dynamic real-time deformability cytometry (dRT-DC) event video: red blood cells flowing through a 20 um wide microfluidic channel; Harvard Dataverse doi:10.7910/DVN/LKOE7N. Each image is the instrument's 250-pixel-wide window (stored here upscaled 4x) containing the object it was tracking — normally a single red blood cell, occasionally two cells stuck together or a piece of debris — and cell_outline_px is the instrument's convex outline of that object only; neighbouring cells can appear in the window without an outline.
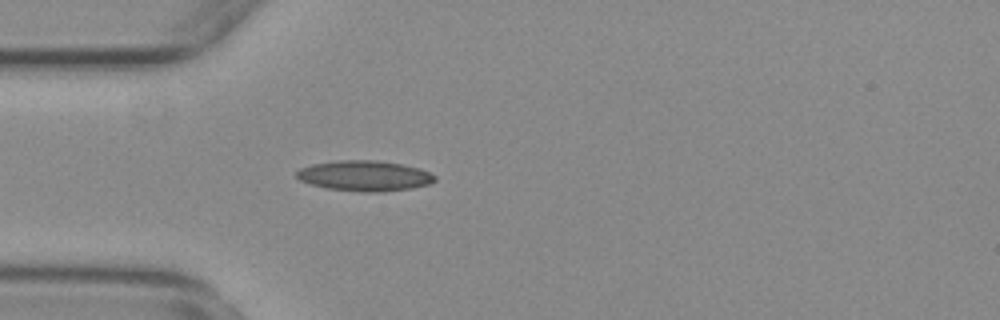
{"species": "common noctule bat (a hibernating species)", "species_latin": "Nyctalus noctula", "temperature_condition": "warm", "stored_images_in_passage": 29, "camera_frame_rate_fps": 3000, "um_per_image_px": 0.085, "animal": {"sex": "female", "body_mass_g": 29.2, "forearm_length_mm": 56.3}, "frame": {"image": 1, "passage_image": 3, "time_ms": 0.667, "image_size_px": [1000, 320], "cell_outline_px": [[436, 180], [428, 184], [412, 188], [380, 192], [364, 192], [328, 188], [312, 184], [300, 180], [296, 176], [296, 172], [300, 168], [312, 164], [336, 160], [376, 160], [400, 164], [420, 168], [436, 176]], "centroid_in_image_um": [30.99, 14.94], "position_along_channel_um": 54.0, "area_um2": 24.39}}
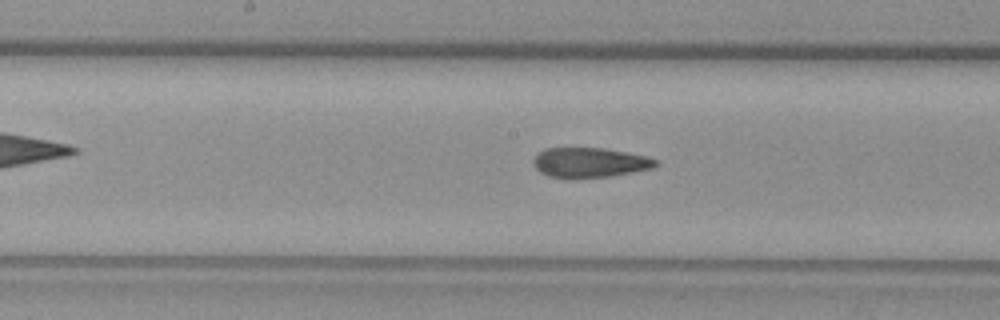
{"frame": {"image": 2, "passage_image": 15, "time_ms": 4.667, "image_size_px": [1000, 320], "cell_outline_px": [[660, 164], [652, 168], [612, 176], [572, 180], [548, 176], [540, 172], [532, 164], [532, 160], [544, 148], [604, 148], [648, 156], [656, 160]], "centroid_in_image_um": [50.11, 13.84], "position_along_channel_um": 198.1, "area_um2": 21.73}}
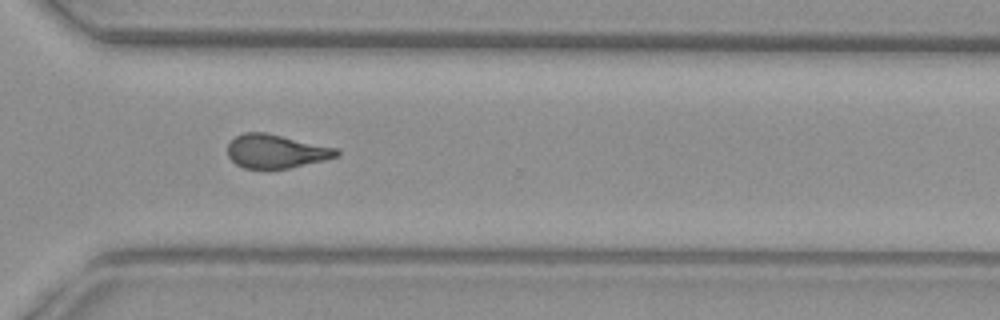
{"frame": {"image": 3, "passage_image": 27, "time_ms": 8.667, "image_size_px": [1000, 320], "cell_outline_px": [[340, 156], [324, 160], [288, 168], [244, 168], [236, 164], [228, 156], [228, 144], [236, 136], [244, 132], [264, 132], [336, 148], [340, 152]], "centroid_in_image_um": [23.45, 12.86], "position_along_channel_um": 347.1, "area_um2": 21.1}, "authors_computed_cell_mechanics": {"area_um2": 21.964, "velocity_mm_per_s": 3.7347, "shape_relaxation_time_tau1_ms": null, "shape_relaxation_time_tau2_ms": 2.9865, "deformation_change_tau1": null, "deformation_change_tau2": 0.117}}